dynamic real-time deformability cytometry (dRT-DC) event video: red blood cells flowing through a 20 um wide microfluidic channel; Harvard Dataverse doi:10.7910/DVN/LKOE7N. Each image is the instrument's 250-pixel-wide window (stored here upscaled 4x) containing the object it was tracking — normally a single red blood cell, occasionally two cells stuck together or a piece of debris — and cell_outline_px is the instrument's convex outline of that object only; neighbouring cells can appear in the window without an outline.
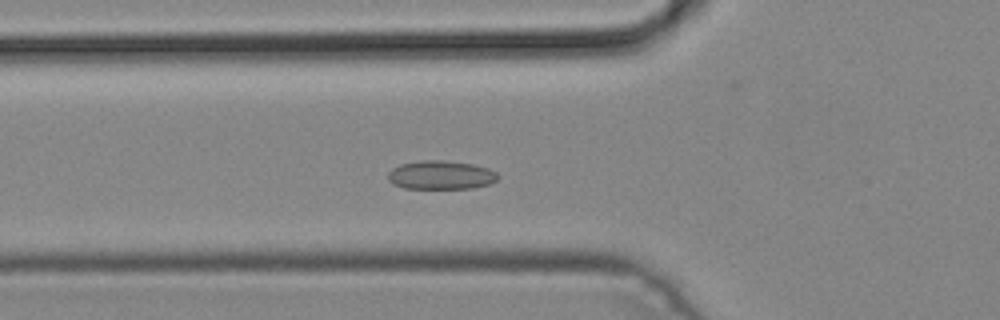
{"species": "common noctule bat (a hibernating species)", "species_latin": "Nyctalus noctula", "temperature_condition": "cold", "stored_images_in_passage": 46, "camera_frame_rate_fps": 3000, "um_per_image_px": 0.085, "animal": {"sex": "male", "body_mass_g": 19.2, "forearm_length_mm": 51.8}, "frame": {"image": 1, "passage_image": 15, "time_ms": 4.667, "image_size_px": [1000, 320], "cell_outline_px": [[496, 180], [488, 184], [472, 188], [404, 188], [392, 184], [388, 180], [388, 172], [392, 168], [400, 164], [424, 160], [440, 160], [472, 164], [488, 168], [496, 172]], "centroid_in_image_um": [37.42, 14.88], "position_along_channel_um": 88.4, "area_um2": 18.21}}
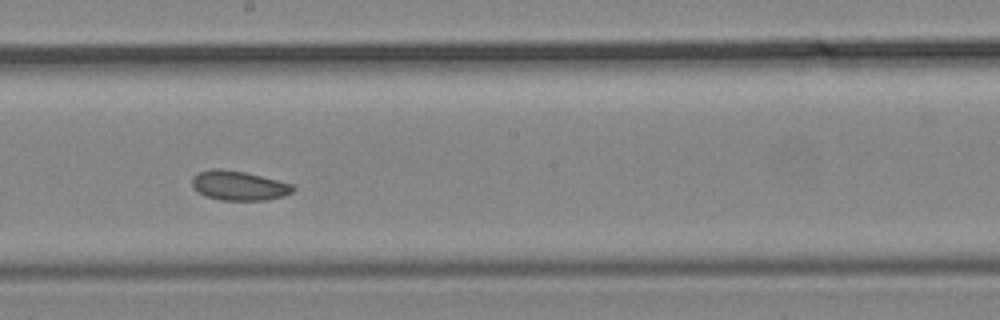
{"frame": {"image": 2, "passage_image": 25, "time_ms": 8.0, "image_size_px": [1000, 320], "cell_outline_px": [[296, 188], [292, 192], [284, 196], [268, 200], [220, 200], [204, 196], [192, 184], [192, 176], [200, 172], [212, 168], [220, 168], [244, 172], [292, 184]], "centroid_in_image_um": [20.3, 15.78], "position_along_channel_um": 227.9, "area_um2": 17.22}}
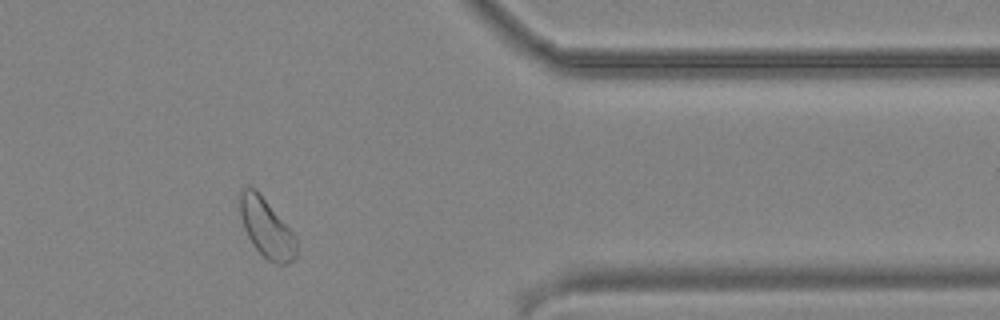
{"frame": {"image": 3, "passage_image": 38, "time_ms": 12.333, "image_size_px": [1000, 320], "cell_outline_px": [[296, 256], [288, 264], [276, 264], [268, 260], [252, 244], [244, 228], [240, 216], [240, 188], [256, 188], [296, 236]], "centroid_in_image_um": [22.65, 19.38], "position_along_channel_um": 388.8, "area_um2": 19.25}}